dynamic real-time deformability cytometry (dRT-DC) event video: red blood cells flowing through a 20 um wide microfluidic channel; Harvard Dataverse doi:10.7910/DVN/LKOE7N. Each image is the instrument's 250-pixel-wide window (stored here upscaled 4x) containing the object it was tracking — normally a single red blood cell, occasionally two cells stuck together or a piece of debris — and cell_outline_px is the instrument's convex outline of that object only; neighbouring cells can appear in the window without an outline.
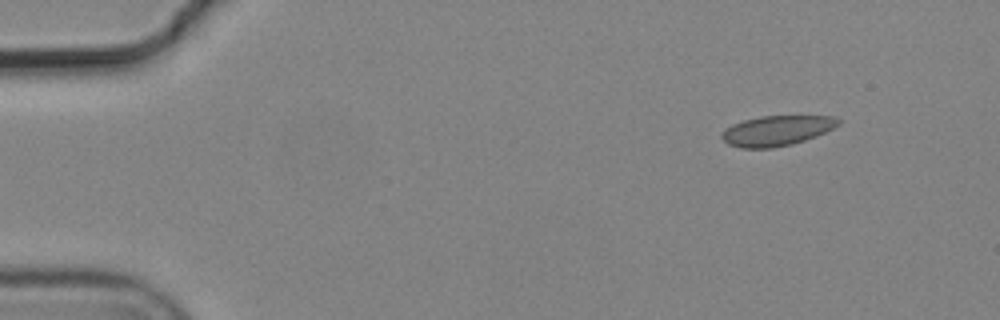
{"species": "common noctule bat (a hibernating species)", "species_latin": "Nyctalus noctula", "temperature_condition": "cold", "stored_images_in_passage": 10, "camera_frame_rate_fps": 3000, "um_per_image_px": 0.085, "animal": {"sex": "male", "body_mass_g": 19.2, "forearm_length_mm": 51.8}, "frame": {"image": 1, "passage_image": 1, "time_ms": 0.0, "image_size_px": [1000, 320], "cell_outline_px": [[840, 124], [816, 136], [792, 144], [772, 148], [740, 148], [728, 144], [720, 136], [724, 128], [732, 124], [744, 120], [760, 116], [832, 116], [840, 120]], "centroid_in_image_um": [65.98, 11.11], "position_along_channel_um": 19.0, "area_um2": 20.4}}
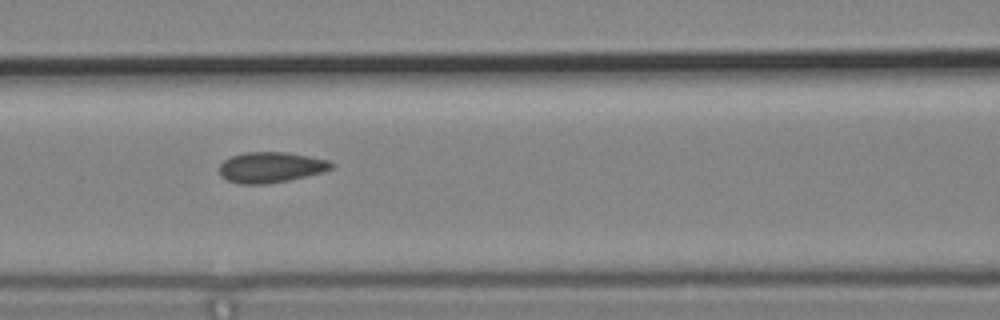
{"frame": {"image": 2, "passage_image": 6, "time_ms": 1.667, "image_size_px": [1000, 320], "cell_outline_px": [[336, 164], [332, 168], [324, 172], [288, 180], [264, 184], [240, 184], [228, 180], [220, 176], [220, 164], [224, 160], [232, 156], [244, 152], [288, 152], [332, 160]], "centroid_in_image_um": [23.07, 14.21], "position_along_channel_um": 143.5, "area_um2": 20.17}}
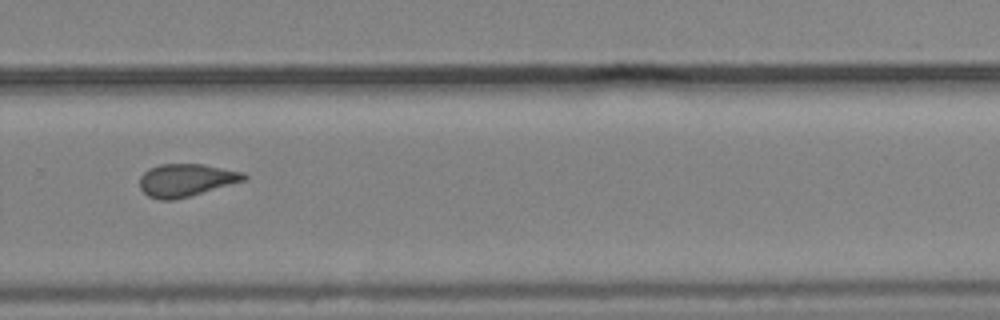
{"frame": {"image": 3, "passage_image": 10, "time_ms": 3.0, "image_size_px": [1000, 320], "cell_outline_px": [[248, 176], [244, 180], [188, 196], [172, 200], [160, 200], [148, 196], [140, 188], [140, 176], [148, 168], [160, 164], [204, 164], [244, 172]], "centroid_in_image_um": [15.78, 15.29], "position_along_channel_um": 314.0, "area_um2": 19.65}}